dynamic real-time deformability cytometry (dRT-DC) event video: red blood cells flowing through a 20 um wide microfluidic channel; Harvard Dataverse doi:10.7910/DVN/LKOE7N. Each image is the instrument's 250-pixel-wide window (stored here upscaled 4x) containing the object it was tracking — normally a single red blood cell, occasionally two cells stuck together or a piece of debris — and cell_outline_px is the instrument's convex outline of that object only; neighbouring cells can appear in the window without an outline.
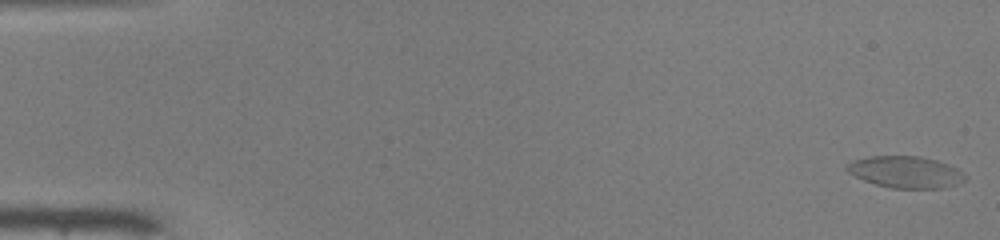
{"species": "common noctule bat (a hibernating species)", "species_latin": "Nyctalus noctula", "temperature_condition": "warm", "stored_images_in_passage": 52, "camera_frame_rate_fps": 3000, "um_per_image_px": 0.085, "animal": {"sex": "male", "body_mass_g": 19.0, "forearm_length_mm": 50.8}, "frame": {"image": 1, "passage_image": 1, "time_ms": 0.0, "image_size_px": [1000, 240], "cell_outline_px": [[968, 176], [964, 180], [956, 184], [944, 188], [892, 188], [876, 184], [864, 180], [848, 172], [844, 168], [852, 160], [872, 156], [920, 156], [936, 160], [956, 168]], "centroid_in_image_um": [76.97, 14.62], "position_along_channel_um": 8.0, "area_um2": 21.68}}
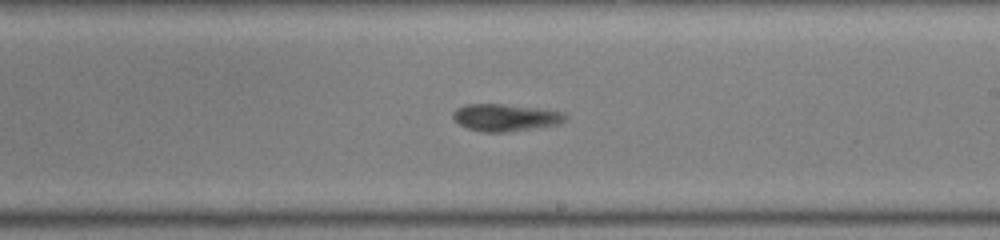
{"frame": {"image": 2, "passage_image": 31, "time_ms": 10.0, "image_size_px": [1000, 240], "cell_outline_px": [[568, 116], [564, 120], [556, 124], [504, 132], [484, 132], [468, 128], [460, 124], [452, 116], [452, 112], [456, 108], [468, 104], [500, 104], [564, 112]], "centroid_in_image_um": [42.9, 9.98], "position_along_channel_um": 246.1, "area_um2": 17.22}}
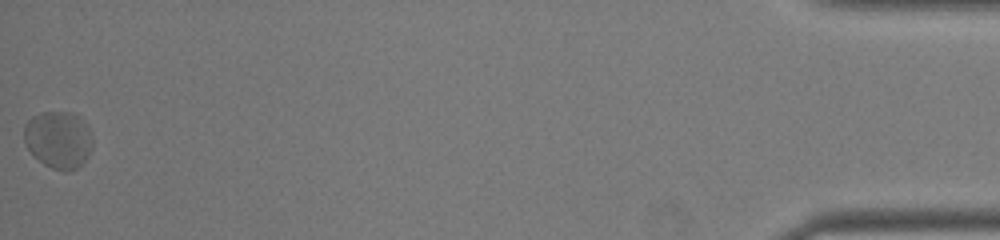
{"frame": {"image": 3, "passage_image": 52, "time_ms": 17.0, "image_size_px": [1000, 240], "cell_outline_px": [[92, 148], [84, 164], [76, 168], [52, 168], [44, 164], [28, 148], [24, 140], [24, 124], [32, 116], [44, 112], [72, 112], [80, 116], [88, 124], [92, 132]], "centroid_in_image_um": [5.01, 11.82], "position_along_channel_um": 430.2, "area_um2": 22.83}}